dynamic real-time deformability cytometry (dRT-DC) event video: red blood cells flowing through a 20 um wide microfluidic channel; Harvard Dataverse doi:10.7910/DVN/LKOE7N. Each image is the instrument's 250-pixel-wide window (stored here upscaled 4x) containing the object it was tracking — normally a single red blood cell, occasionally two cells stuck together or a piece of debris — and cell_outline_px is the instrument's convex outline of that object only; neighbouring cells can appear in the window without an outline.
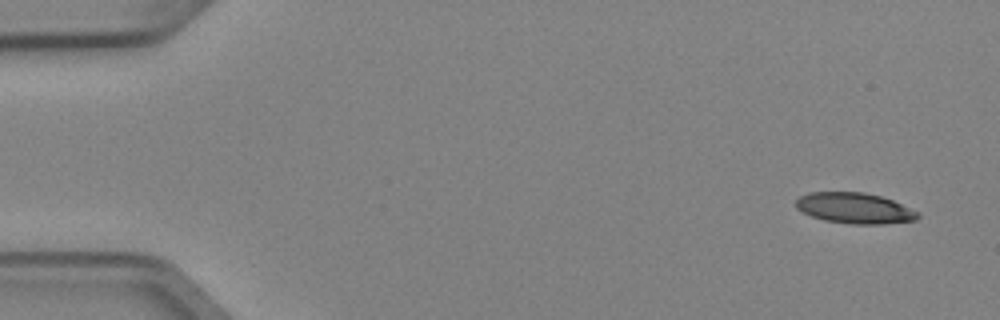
{"species": "Egyptian fruit bat (a non-hibernating species)", "species_latin": "Rousettus aegyptiacus", "temperature_condition": "cold", "stored_images_in_passage": 5, "camera_frame_rate_fps": 3000, "um_per_image_px": 0.085, "animal": {"sex": "female"}, "frame": {"image": 1, "passage_image": 1, "time_ms": 0.0, "image_size_px": [1000, 320], "cell_outline_px": [[920, 216], [916, 220], [884, 224], [852, 224], [824, 220], [812, 216], [796, 208], [796, 200], [800, 196], [808, 192], [864, 192], [880, 196], [892, 200], [920, 212]], "centroid_in_image_um": [72.66, 17.69], "position_along_channel_um": 12.3, "area_um2": 21.85}}
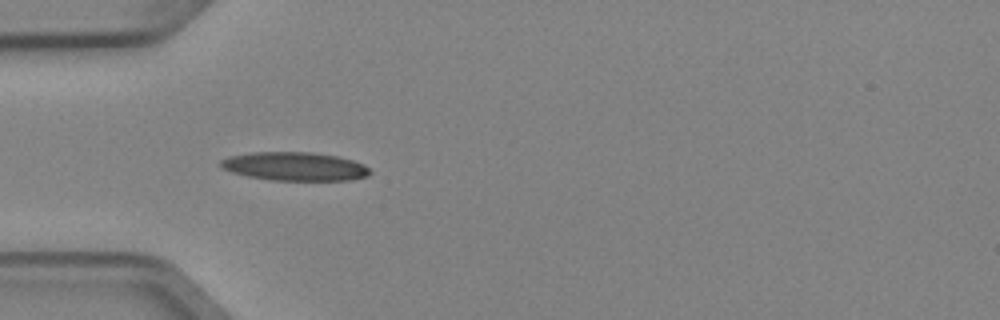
{"frame": {"image": 2, "passage_image": 4, "time_ms": 1.0, "image_size_px": [1000, 320], "cell_outline_px": [[372, 172], [368, 176], [352, 180], [272, 180], [248, 176], [232, 172], [224, 168], [220, 164], [220, 160], [228, 156], [252, 152], [312, 152], [336, 156], [352, 160], [364, 164]], "centroid_in_image_um": [25.07, 14.14], "position_along_channel_um": 59.9, "area_um2": 24.8}}
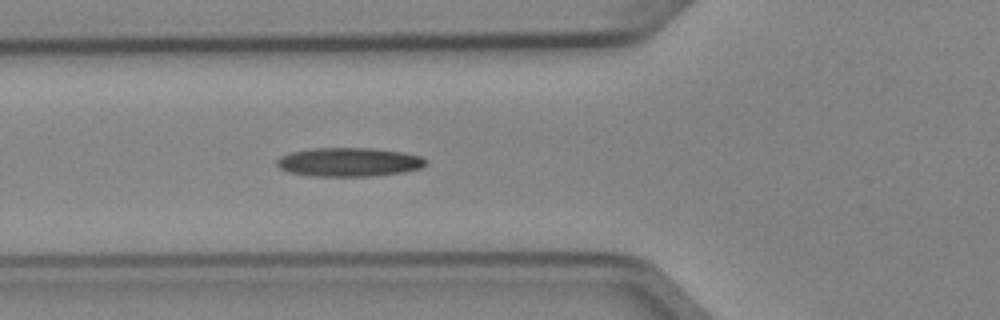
{"frame": {"image": 3, "passage_image": 5, "time_ms": 1.333, "image_size_px": [1000, 320], "cell_outline_px": [[428, 164], [420, 168], [404, 172], [372, 176], [312, 176], [288, 172], [280, 168], [276, 164], [276, 160], [280, 156], [292, 152], [312, 148], [372, 148], [400, 152], [420, 156], [428, 160]], "centroid_in_image_um": [29.66, 13.78], "position_along_channel_um": 96.1, "area_um2": 25.09}}